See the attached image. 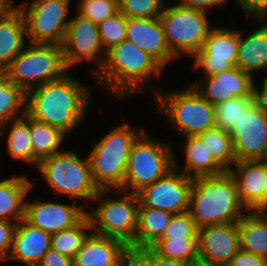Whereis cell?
Listing matches in <instances>:
<instances>
[{
  "label": "cell",
  "mask_w": 267,
  "mask_h": 266,
  "mask_svg": "<svg viewBox=\"0 0 267 266\" xmlns=\"http://www.w3.org/2000/svg\"><path fill=\"white\" fill-rule=\"evenodd\" d=\"M51 234L21 219L15 226L12 248L7 260H18L27 266H37L50 249Z\"/></svg>",
  "instance_id": "obj_20"
},
{
  "label": "cell",
  "mask_w": 267,
  "mask_h": 266,
  "mask_svg": "<svg viewBox=\"0 0 267 266\" xmlns=\"http://www.w3.org/2000/svg\"><path fill=\"white\" fill-rule=\"evenodd\" d=\"M92 91L67 73L58 80L28 90L26 114L68 135L82 123Z\"/></svg>",
  "instance_id": "obj_1"
},
{
  "label": "cell",
  "mask_w": 267,
  "mask_h": 266,
  "mask_svg": "<svg viewBox=\"0 0 267 266\" xmlns=\"http://www.w3.org/2000/svg\"><path fill=\"white\" fill-rule=\"evenodd\" d=\"M248 16L256 20L267 19V0H234Z\"/></svg>",
  "instance_id": "obj_42"
},
{
  "label": "cell",
  "mask_w": 267,
  "mask_h": 266,
  "mask_svg": "<svg viewBox=\"0 0 267 266\" xmlns=\"http://www.w3.org/2000/svg\"><path fill=\"white\" fill-rule=\"evenodd\" d=\"M246 211L239 198L238 183L229 171L193 179L187 212L198 229L238 223Z\"/></svg>",
  "instance_id": "obj_3"
},
{
  "label": "cell",
  "mask_w": 267,
  "mask_h": 266,
  "mask_svg": "<svg viewBox=\"0 0 267 266\" xmlns=\"http://www.w3.org/2000/svg\"><path fill=\"white\" fill-rule=\"evenodd\" d=\"M198 237V228L188 212L173 214L164 234L159 239Z\"/></svg>",
  "instance_id": "obj_39"
},
{
  "label": "cell",
  "mask_w": 267,
  "mask_h": 266,
  "mask_svg": "<svg viewBox=\"0 0 267 266\" xmlns=\"http://www.w3.org/2000/svg\"><path fill=\"white\" fill-rule=\"evenodd\" d=\"M261 26L242 36L239 31V46L236 66L254 77L253 73L267 70V19L257 20Z\"/></svg>",
  "instance_id": "obj_24"
},
{
  "label": "cell",
  "mask_w": 267,
  "mask_h": 266,
  "mask_svg": "<svg viewBox=\"0 0 267 266\" xmlns=\"http://www.w3.org/2000/svg\"><path fill=\"white\" fill-rule=\"evenodd\" d=\"M227 1L228 0H179L177 3L185 7L207 12L209 9L211 10V8L225 6V4L228 3Z\"/></svg>",
  "instance_id": "obj_45"
},
{
  "label": "cell",
  "mask_w": 267,
  "mask_h": 266,
  "mask_svg": "<svg viewBox=\"0 0 267 266\" xmlns=\"http://www.w3.org/2000/svg\"><path fill=\"white\" fill-rule=\"evenodd\" d=\"M240 249L267 259V213L247 211L237 223Z\"/></svg>",
  "instance_id": "obj_27"
},
{
  "label": "cell",
  "mask_w": 267,
  "mask_h": 266,
  "mask_svg": "<svg viewBox=\"0 0 267 266\" xmlns=\"http://www.w3.org/2000/svg\"><path fill=\"white\" fill-rule=\"evenodd\" d=\"M152 89L156 109L168 117L171 126L183 137L197 136L216 127L215 106L202 98L191 85L175 92Z\"/></svg>",
  "instance_id": "obj_5"
},
{
  "label": "cell",
  "mask_w": 267,
  "mask_h": 266,
  "mask_svg": "<svg viewBox=\"0 0 267 266\" xmlns=\"http://www.w3.org/2000/svg\"><path fill=\"white\" fill-rule=\"evenodd\" d=\"M13 5H14V2L12 0H0V17L6 11H8Z\"/></svg>",
  "instance_id": "obj_48"
},
{
  "label": "cell",
  "mask_w": 267,
  "mask_h": 266,
  "mask_svg": "<svg viewBox=\"0 0 267 266\" xmlns=\"http://www.w3.org/2000/svg\"><path fill=\"white\" fill-rule=\"evenodd\" d=\"M28 43L3 71L16 86L27 92L70 72L61 45Z\"/></svg>",
  "instance_id": "obj_6"
},
{
  "label": "cell",
  "mask_w": 267,
  "mask_h": 266,
  "mask_svg": "<svg viewBox=\"0 0 267 266\" xmlns=\"http://www.w3.org/2000/svg\"><path fill=\"white\" fill-rule=\"evenodd\" d=\"M126 247L118 239L91 232L72 259L73 266H120Z\"/></svg>",
  "instance_id": "obj_22"
},
{
  "label": "cell",
  "mask_w": 267,
  "mask_h": 266,
  "mask_svg": "<svg viewBox=\"0 0 267 266\" xmlns=\"http://www.w3.org/2000/svg\"><path fill=\"white\" fill-rule=\"evenodd\" d=\"M126 40L153 57L163 68L177 59L167 46L159 17L127 18Z\"/></svg>",
  "instance_id": "obj_19"
},
{
  "label": "cell",
  "mask_w": 267,
  "mask_h": 266,
  "mask_svg": "<svg viewBox=\"0 0 267 266\" xmlns=\"http://www.w3.org/2000/svg\"><path fill=\"white\" fill-rule=\"evenodd\" d=\"M163 70L153 57L124 40L106 52L104 64L94 77L99 86L120 99L145 92L152 78H158Z\"/></svg>",
  "instance_id": "obj_2"
},
{
  "label": "cell",
  "mask_w": 267,
  "mask_h": 266,
  "mask_svg": "<svg viewBox=\"0 0 267 266\" xmlns=\"http://www.w3.org/2000/svg\"><path fill=\"white\" fill-rule=\"evenodd\" d=\"M34 184L26 176L0 180V220L18 223L25 218V198Z\"/></svg>",
  "instance_id": "obj_25"
},
{
  "label": "cell",
  "mask_w": 267,
  "mask_h": 266,
  "mask_svg": "<svg viewBox=\"0 0 267 266\" xmlns=\"http://www.w3.org/2000/svg\"><path fill=\"white\" fill-rule=\"evenodd\" d=\"M226 266H267V259L240 249Z\"/></svg>",
  "instance_id": "obj_43"
},
{
  "label": "cell",
  "mask_w": 267,
  "mask_h": 266,
  "mask_svg": "<svg viewBox=\"0 0 267 266\" xmlns=\"http://www.w3.org/2000/svg\"><path fill=\"white\" fill-rule=\"evenodd\" d=\"M147 134L144 131L132 144L122 191L137 194L174 167L172 143Z\"/></svg>",
  "instance_id": "obj_9"
},
{
  "label": "cell",
  "mask_w": 267,
  "mask_h": 266,
  "mask_svg": "<svg viewBox=\"0 0 267 266\" xmlns=\"http://www.w3.org/2000/svg\"><path fill=\"white\" fill-rule=\"evenodd\" d=\"M70 1L33 0L18 5L25 20L28 42L62 45L70 21L67 18Z\"/></svg>",
  "instance_id": "obj_11"
},
{
  "label": "cell",
  "mask_w": 267,
  "mask_h": 266,
  "mask_svg": "<svg viewBox=\"0 0 267 266\" xmlns=\"http://www.w3.org/2000/svg\"><path fill=\"white\" fill-rule=\"evenodd\" d=\"M197 137L226 171L236 163L230 132L214 127L198 134Z\"/></svg>",
  "instance_id": "obj_32"
},
{
  "label": "cell",
  "mask_w": 267,
  "mask_h": 266,
  "mask_svg": "<svg viewBox=\"0 0 267 266\" xmlns=\"http://www.w3.org/2000/svg\"><path fill=\"white\" fill-rule=\"evenodd\" d=\"M238 46L239 30L214 26L202 49L193 56L194 70L202 69L205 76H213L236 66Z\"/></svg>",
  "instance_id": "obj_15"
},
{
  "label": "cell",
  "mask_w": 267,
  "mask_h": 266,
  "mask_svg": "<svg viewBox=\"0 0 267 266\" xmlns=\"http://www.w3.org/2000/svg\"><path fill=\"white\" fill-rule=\"evenodd\" d=\"M64 204L51 201L25 202V220L32 226L49 234L69 229L76 225L85 215L84 205Z\"/></svg>",
  "instance_id": "obj_18"
},
{
  "label": "cell",
  "mask_w": 267,
  "mask_h": 266,
  "mask_svg": "<svg viewBox=\"0 0 267 266\" xmlns=\"http://www.w3.org/2000/svg\"><path fill=\"white\" fill-rule=\"evenodd\" d=\"M120 266H156V254L150 248L127 246L123 251Z\"/></svg>",
  "instance_id": "obj_40"
},
{
  "label": "cell",
  "mask_w": 267,
  "mask_h": 266,
  "mask_svg": "<svg viewBox=\"0 0 267 266\" xmlns=\"http://www.w3.org/2000/svg\"><path fill=\"white\" fill-rule=\"evenodd\" d=\"M208 12L178 4L165 6L159 16L163 26L165 40L172 54L193 57L202 49L210 26ZM182 53V54H181Z\"/></svg>",
  "instance_id": "obj_10"
},
{
  "label": "cell",
  "mask_w": 267,
  "mask_h": 266,
  "mask_svg": "<svg viewBox=\"0 0 267 266\" xmlns=\"http://www.w3.org/2000/svg\"><path fill=\"white\" fill-rule=\"evenodd\" d=\"M37 168L56 196L92 201L100 191L93 180L88 156L81 159L74 151L62 150L41 160Z\"/></svg>",
  "instance_id": "obj_7"
},
{
  "label": "cell",
  "mask_w": 267,
  "mask_h": 266,
  "mask_svg": "<svg viewBox=\"0 0 267 266\" xmlns=\"http://www.w3.org/2000/svg\"><path fill=\"white\" fill-rule=\"evenodd\" d=\"M149 248L159 257L199 262L198 237L158 239Z\"/></svg>",
  "instance_id": "obj_33"
},
{
  "label": "cell",
  "mask_w": 267,
  "mask_h": 266,
  "mask_svg": "<svg viewBox=\"0 0 267 266\" xmlns=\"http://www.w3.org/2000/svg\"><path fill=\"white\" fill-rule=\"evenodd\" d=\"M7 128L6 143L9 156L13 160H20L34 165V154L30 137V117L25 114L22 117L8 121L0 127V136L3 135L5 130L7 132Z\"/></svg>",
  "instance_id": "obj_29"
},
{
  "label": "cell",
  "mask_w": 267,
  "mask_h": 266,
  "mask_svg": "<svg viewBox=\"0 0 267 266\" xmlns=\"http://www.w3.org/2000/svg\"><path fill=\"white\" fill-rule=\"evenodd\" d=\"M144 131L123 123L93 144L88 159L93 180L99 189L123 187L132 144Z\"/></svg>",
  "instance_id": "obj_4"
},
{
  "label": "cell",
  "mask_w": 267,
  "mask_h": 266,
  "mask_svg": "<svg viewBox=\"0 0 267 266\" xmlns=\"http://www.w3.org/2000/svg\"><path fill=\"white\" fill-rule=\"evenodd\" d=\"M264 207L267 205V159L264 160Z\"/></svg>",
  "instance_id": "obj_49"
},
{
  "label": "cell",
  "mask_w": 267,
  "mask_h": 266,
  "mask_svg": "<svg viewBox=\"0 0 267 266\" xmlns=\"http://www.w3.org/2000/svg\"><path fill=\"white\" fill-rule=\"evenodd\" d=\"M261 212L267 213V205L261 210Z\"/></svg>",
  "instance_id": "obj_50"
},
{
  "label": "cell",
  "mask_w": 267,
  "mask_h": 266,
  "mask_svg": "<svg viewBox=\"0 0 267 266\" xmlns=\"http://www.w3.org/2000/svg\"><path fill=\"white\" fill-rule=\"evenodd\" d=\"M256 97H236L215 106L216 127L231 132L242 114L256 102Z\"/></svg>",
  "instance_id": "obj_35"
},
{
  "label": "cell",
  "mask_w": 267,
  "mask_h": 266,
  "mask_svg": "<svg viewBox=\"0 0 267 266\" xmlns=\"http://www.w3.org/2000/svg\"><path fill=\"white\" fill-rule=\"evenodd\" d=\"M16 223L0 220V261L7 260L13 241Z\"/></svg>",
  "instance_id": "obj_41"
},
{
  "label": "cell",
  "mask_w": 267,
  "mask_h": 266,
  "mask_svg": "<svg viewBox=\"0 0 267 266\" xmlns=\"http://www.w3.org/2000/svg\"><path fill=\"white\" fill-rule=\"evenodd\" d=\"M164 2V0H119V11L126 18H156L160 16Z\"/></svg>",
  "instance_id": "obj_38"
},
{
  "label": "cell",
  "mask_w": 267,
  "mask_h": 266,
  "mask_svg": "<svg viewBox=\"0 0 267 266\" xmlns=\"http://www.w3.org/2000/svg\"><path fill=\"white\" fill-rule=\"evenodd\" d=\"M26 24L21 10L13 5L0 17V72L26 46Z\"/></svg>",
  "instance_id": "obj_23"
},
{
  "label": "cell",
  "mask_w": 267,
  "mask_h": 266,
  "mask_svg": "<svg viewBox=\"0 0 267 266\" xmlns=\"http://www.w3.org/2000/svg\"><path fill=\"white\" fill-rule=\"evenodd\" d=\"M237 161L267 159V108L256 101L230 132Z\"/></svg>",
  "instance_id": "obj_14"
},
{
  "label": "cell",
  "mask_w": 267,
  "mask_h": 266,
  "mask_svg": "<svg viewBox=\"0 0 267 266\" xmlns=\"http://www.w3.org/2000/svg\"><path fill=\"white\" fill-rule=\"evenodd\" d=\"M199 266H226L240 250L237 223L198 229Z\"/></svg>",
  "instance_id": "obj_16"
},
{
  "label": "cell",
  "mask_w": 267,
  "mask_h": 266,
  "mask_svg": "<svg viewBox=\"0 0 267 266\" xmlns=\"http://www.w3.org/2000/svg\"><path fill=\"white\" fill-rule=\"evenodd\" d=\"M37 266H73V261L70 257L59 254L57 251L50 248L43 255Z\"/></svg>",
  "instance_id": "obj_44"
},
{
  "label": "cell",
  "mask_w": 267,
  "mask_h": 266,
  "mask_svg": "<svg viewBox=\"0 0 267 266\" xmlns=\"http://www.w3.org/2000/svg\"><path fill=\"white\" fill-rule=\"evenodd\" d=\"M254 78L237 66L192 82V88L210 104H217L236 97H255Z\"/></svg>",
  "instance_id": "obj_17"
},
{
  "label": "cell",
  "mask_w": 267,
  "mask_h": 266,
  "mask_svg": "<svg viewBox=\"0 0 267 266\" xmlns=\"http://www.w3.org/2000/svg\"><path fill=\"white\" fill-rule=\"evenodd\" d=\"M185 164L181 169L174 156V167L189 178L217 176L226 170L212 157L197 136L185 137Z\"/></svg>",
  "instance_id": "obj_26"
},
{
  "label": "cell",
  "mask_w": 267,
  "mask_h": 266,
  "mask_svg": "<svg viewBox=\"0 0 267 266\" xmlns=\"http://www.w3.org/2000/svg\"><path fill=\"white\" fill-rule=\"evenodd\" d=\"M110 191L124 193L121 198L115 200L109 199ZM92 201H98L99 204L94 209L86 211L91 223V231L101 236L118 239L126 246H131L135 241L137 229L138 194L120 189H100Z\"/></svg>",
  "instance_id": "obj_8"
},
{
  "label": "cell",
  "mask_w": 267,
  "mask_h": 266,
  "mask_svg": "<svg viewBox=\"0 0 267 266\" xmlns=\"http://www.w3.org/2000/svg\"><path fill=\"white\" fill-rule=\"evenodd\" d=\"M229 173L238 183V194L248 211L264 208V160L237 161Z\"/></svg>",
  "instance_id": "obj_21"
},
{
  "label": "cell",
  "mask_w": 267,
  "mask_h": 266,
  "mask_svg": "<svg viewBox=\"0 0 267 266\" xmlns=\"http://www.w3.org/2000/svg\"><path fill=\"white\" fill-rule=\"evenodd\" d=\"M61 46L68 69L87 60L95 65H92L94 68L89 67V72L95 76L104 64L106 53L102 49L98 23L78 12L70 19Z\"/></svg>",
  "instance_id": "obj_12"
},
{
  "label": "cell",
  "mask_w": 267,
  "mask_h": 266,
  "mask_svg": "<svg viewBox=\"0 0 267 266\" xmlns=\"http://www.w3.org/2000/svg\"><path fill=\"white\" fill-rule=\"evenodd\" d=\"M126 24L127 18L120 11L98 24L102 49L105 53L126 40Z\"/></svg>",
  "instance_id": "obj_36"
},
{
  "label": "cell",
  "mask_w": 267,
  "mask_h": 266,
  "mask_svg": "<svg viewBox=\"0 0 267 266\" xmlns=\"http://www.w3.org/2000/svg\"><path fill=\"white\" fill-rule=\"evenodd\" d=\"M261 84H262V85H260L261 89L255 87L254 93H255L256 100L261 105H263L267 108V74H266L265 78H263Z\"/></svg>",
  "instance_id": "obj_47"
},
{
  "label": "cell",
  "mask_w": 267,
  "mask_h": 266,
  "mask_svg": "<svg viewBox=\"0 0 267 266\" xmlns=\"http://www.w3.org/2000/svg\"><path fill=\"white\" fill-rule=\"evenodd\" d=\"M156 266H199V262L168 259L156 255Z\"/></svg>",
  "instance_id": "obj_46"
},
{
  "label": "cell",
  "mask_w": 267,
  "mask_h": 266,
  "mask_svg": "<svg viewBox=\"0 0 267 266\" xmlns=\"http://www.w3.org/2000/svg\"><path fill=\"white\" fill-rule=\"evenodd\" d=\"M172 215L156 208L138 207L135 241L131 246L149 248L163 236Z\"/></svg>",
  "instance_id": "obj_28"
},
{
  "label": "cell",
  "mask_w": 267,
  "mask_h": 266,
  "mask_svg": "<svg viewBox=\"0 0 267 266\" xmlns=\"http://www.w3.org/2000/svg\"><path fill=\"white\" fill-rule=\"evenodd\" d=\"M27 92L0 72V127L26 114Z\"/></svg>",
  "instance_id": "obj_31"
},
{
  "label": "cell",
  "mask_w": 267,
  "mask_h": 266,
  "mask_svg": "<svg viewBox=\"0 0 267 266\" xmlns=\"http://www.w3.org/2000/svg\"><path fill=\"white\" fill-rule=\"evenodd\" d=\"M66 136L60 129L30 117V137L34 154V165L37 167L41 160L62 151L61 145Z\"/></svg>",
  "instance_id": "obj_30"
},
{
  "label": "cell",
  "mask_w": 267,
  "mask_h": 266,
  "mask_svg": "<svg viewBox=\"0 0 267 266\" xmlns=\"http://www.w3.org/2000/svg\"><path fill=\"white\" fill-rule=\"evenodd\" d=\"M77 12L95 23H100L119 11V0H79Z\"/></svg>",
  "instance_id": "obj_37"
},
{
  "label": "cell",
  "mask_w": 267,
  "mask_h": 266,
  "mask_svg": "<svg viewBox=\"0 0 267 266\" xmlns=\"http://www.w3.org/2000/svg\"><path fill=\"white\" fill-rule=\"evenodd\" d=\"M193 179L173 167L163 177L139 191V207L180 214L188 211Z\"/></svg>",
  "instance_id": "obj_13"
},
{
  "label": "cell",
  "mask_w": 267,
  "mask_h": 266,
  "mask_svg": "<svg viewBox=\"0 0 267 266\" xmlns=\"http://www.w3.org/2000/svg\"><path fill=\"white\" fill-rule=\"evenodd\" d=\"M88 230H91V223L88 216L85 215L73 227L52 234L50 248L73 259L88 236L86 232Z\"/></svg>",
  "instance_id": "obj_34"
}]
</instances>
